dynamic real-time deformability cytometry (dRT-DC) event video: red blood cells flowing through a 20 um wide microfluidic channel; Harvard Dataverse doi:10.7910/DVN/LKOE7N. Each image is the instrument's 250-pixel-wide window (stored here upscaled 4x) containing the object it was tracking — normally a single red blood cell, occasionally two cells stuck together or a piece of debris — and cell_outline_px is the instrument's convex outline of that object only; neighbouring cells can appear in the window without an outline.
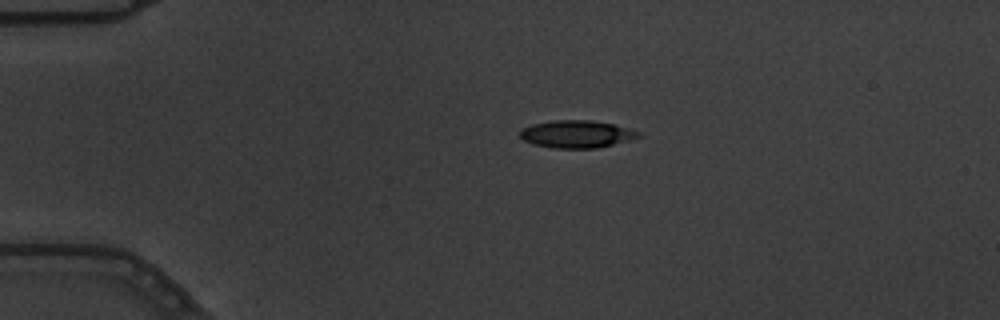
{"species": "common noctule bat (a hibernating species)", "species_latin": "Nyctalus noctula", "temperature_condition": "warm", "stored_images_in_passage": 5, "camera_frame_rate_fps": 3000, "um_per_image_px": 0.085, "animal": {"sex": "male", "body_mass_g": 19.5, "forearm_length_mm": 54.6}, "frame": {"image": 1, "passage_image": 3, "time_ms": 0.667, "image_size_px": [1000, 320], "cell_outline_px": [[640, 136], [628, 140], [596, 148], [552, 148], [532, 144], [524, 140], [520, 136], [520, 128], [532, 124], [556, 120], [592, 120], [616, 124], [640, 132]], "centroid_in_image_um": [48.98, 11.39], "position_along_channel_um": 36.0, "area_um2": 18.96}}